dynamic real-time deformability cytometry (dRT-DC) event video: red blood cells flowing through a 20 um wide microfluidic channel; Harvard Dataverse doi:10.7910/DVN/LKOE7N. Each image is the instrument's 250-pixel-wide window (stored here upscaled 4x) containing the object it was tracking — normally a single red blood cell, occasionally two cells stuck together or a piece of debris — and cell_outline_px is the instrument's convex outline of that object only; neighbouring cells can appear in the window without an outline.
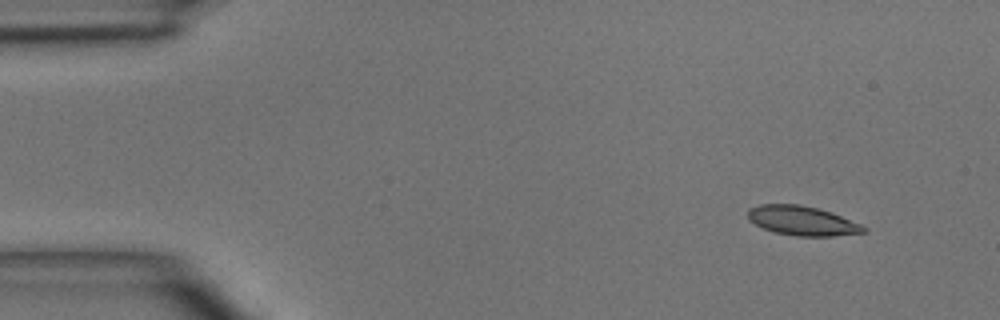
{"species": "common noctule bat (a hibernating species)", "species_latin": "Nyctalus noctula", "temperature_condition": "room temperature", "stored_images_in_passage": 6, "camera_frame_rate_fps": 3000, "um_per_image_px": 0.085, "animal": {"sex": "male", "body_mass_g": 15.6}, "frame": {"image": 1, "passage_image": 1, "time_ms": 0.0, "image_size_px": [1000, 320], "cell_outline_px": [[868, 232], [832, 236], [796, 236], [772, 232], [748, 220], [748, 208], [760, 204], [800, 204], [832, 212], [860, 224], [868, 228]], "centroid_in_image_um": [68.19, 18.76], "position_along_channel_um": 16.8, "area_um2": 19.94}}
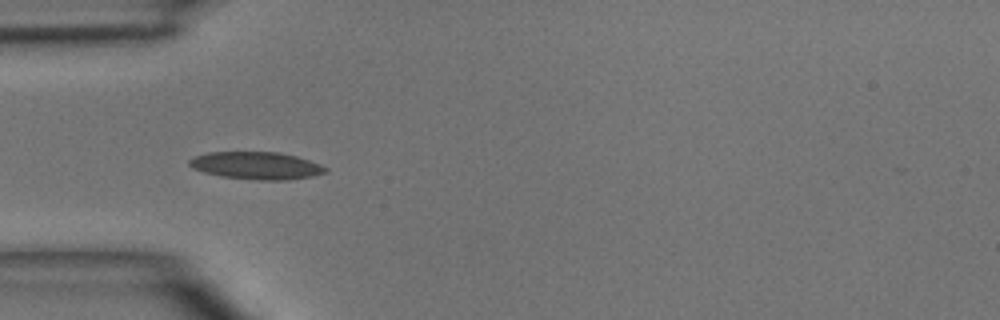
{"frame": {"image": 2, "passage_image": 4, "time_ms": 3.333, "image_size_px": [1000, 320], "cell_outline_px": [[328, 172], [312, 176], [288, 180], [260, 180], [220, 176], [204, 172], [192, 168], [188, 164], [188, 160], [196, 156], [208, 152], [280, 152], [296, 156], [320, 164], [328, 168]], "centroid_in_image_um": [21.8, 14.07], "position_along_channel_um": 63.2, "area_um2": 21.79}}
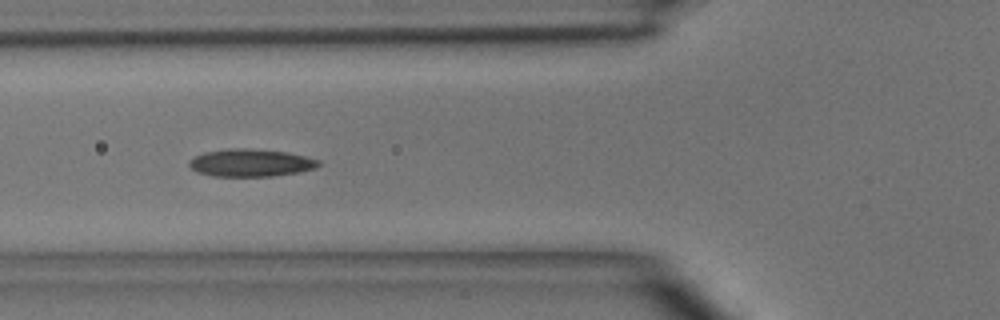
{"frame": {"image": 3, "passage_image": 5, "time_ms": 4.333, "image_size_px": [1000, 320], "cell_outline_px": [[320, 164], [316, 168], [300, 172], [272, 176], [212, 176], [196, 172], [188, 164], [188, 160], [204, 152], [228, 148], [248, 148], [288, 152], [320, 160]], "centroid_in_image_um": [21.3, 13.83], "position_along_channel_um": 104.5, "area_um2": 20.92}}